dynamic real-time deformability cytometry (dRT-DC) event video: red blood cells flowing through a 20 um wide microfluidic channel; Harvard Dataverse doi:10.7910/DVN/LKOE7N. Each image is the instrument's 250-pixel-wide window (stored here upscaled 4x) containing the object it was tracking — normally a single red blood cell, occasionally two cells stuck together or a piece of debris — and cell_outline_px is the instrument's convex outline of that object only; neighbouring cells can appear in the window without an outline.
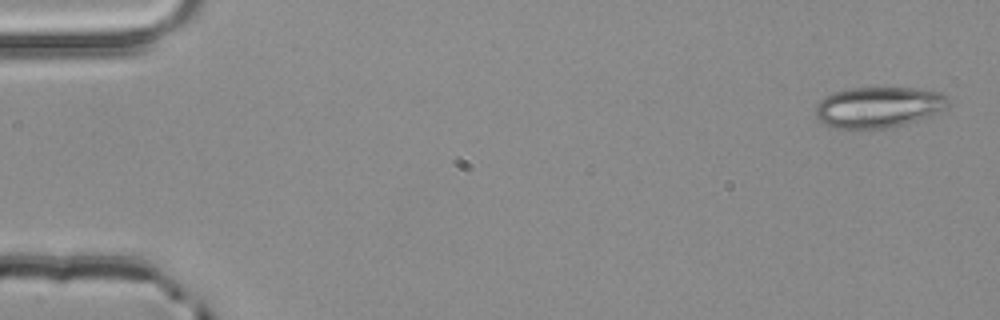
{"species": "common noctule bat (a hibernating species)", "species_latin": "Nyctalus noctula", "temperature_condition": "room temperature", "stored_images_in_passage": 4, "camera_frame_rate_fps": 3000, "um_per_image_px": 0.085, "animal": {"sex": "male", "body_mass_g": 20.4}, "frame": {"image": 1, "passage_image": 1, "time_ms": 0.0, "image_size_px": [1000, 320], "cell_outline_px": [[948, 108], [940, 112], [904, 124], [888, 128], [836, 128], [824, 124], [816, 116], [816, 104], [824, 96], [832, 92], [848, 88], [916, 88], [940, 92], [948, 96]], "centroid_in_image_um": [74.67, 9.1], "position_along_channel_um": 10.3, "area_um2": 31.67}}